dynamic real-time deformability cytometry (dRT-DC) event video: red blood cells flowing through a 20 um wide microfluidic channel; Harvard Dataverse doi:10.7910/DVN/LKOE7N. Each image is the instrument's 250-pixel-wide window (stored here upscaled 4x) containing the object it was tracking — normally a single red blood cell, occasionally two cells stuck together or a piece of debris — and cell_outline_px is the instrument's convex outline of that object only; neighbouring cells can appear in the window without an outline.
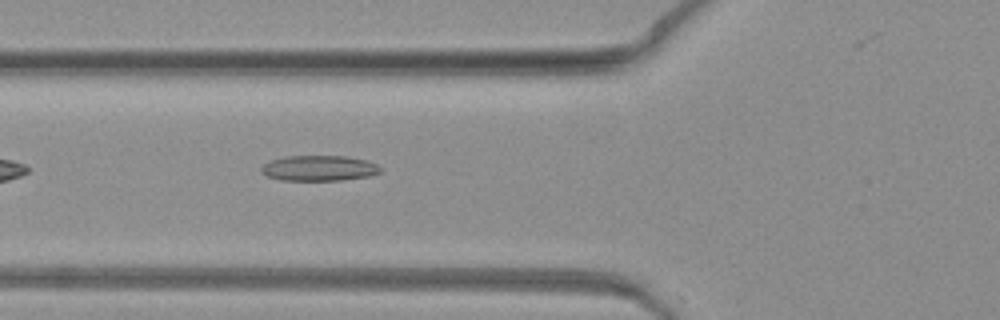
{"species": "common noctule bat (a hibernating species)", "species_latin": "Nyctalus noctula", "temperature_condition": "warm", "stored_images_in_passage": 29, "camera_frame_rate_fps": 3000, "um_per_image_px": 0.085, "animal": {"sex": "female", "body_mass_g": 19.3, "forearm_length_mm": 54.1}, "frame": {"image": 1, "passage_image": 3, "time_ms": 0.667, "image_size_px": [1000, 320], "cell_outline_px": [[384, 168], [380, 172], [368, 176], [340, 180], [280, 180], [268, 176], [260, 172], [260, 168], [264, 164], [272, 160], [284, 156], [348, 156], [364, 160], [376, 164]], "centroid_in_image_um": [27.11, 14.29], "position_along_channel_um": 98.7, "area_um2": 17.63}}
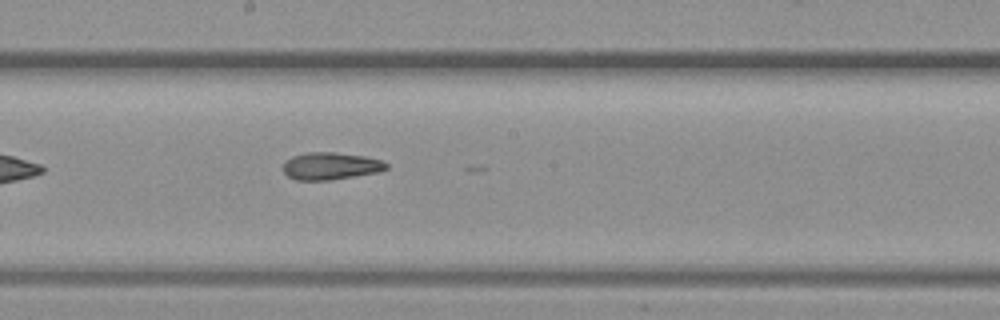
{"frame": {"image": 2, "passage_image": 12, "time_ms": 3.667, "image_size_px": [1000, 320], "cell_outline_px": [[388, 168], [380, 172], [332, 180], [296, 180], [288, 176], [284, 172], [284, 160], [292, 156], [308, 152], [336, 152], [364, 156], [380, 160], [388, 164]], "centroid_in_image_um": [28.11, 14.11], "position_along_channel_um": 220.1, "area_um2": 16.53}}
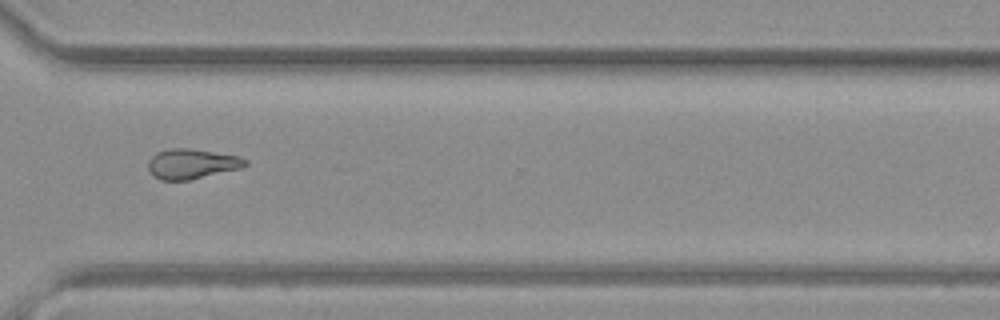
{"frame": {"image": 3, "passage_image": 22, "time_ms": 7.0, "image_size_px": [1000, 320], "cell_outline_px": [[248, 164], [240, 168], [188, 180], [160, 180], [152, 176], [148, 168], [148, 160], [156, 152], [172, 148], [188, 148], [240, 156], [248, 160]], "centroid_in_image_um": [16.28, 13.92], "position_along_channel_um": 354.3, "area_um2": 16.94}}